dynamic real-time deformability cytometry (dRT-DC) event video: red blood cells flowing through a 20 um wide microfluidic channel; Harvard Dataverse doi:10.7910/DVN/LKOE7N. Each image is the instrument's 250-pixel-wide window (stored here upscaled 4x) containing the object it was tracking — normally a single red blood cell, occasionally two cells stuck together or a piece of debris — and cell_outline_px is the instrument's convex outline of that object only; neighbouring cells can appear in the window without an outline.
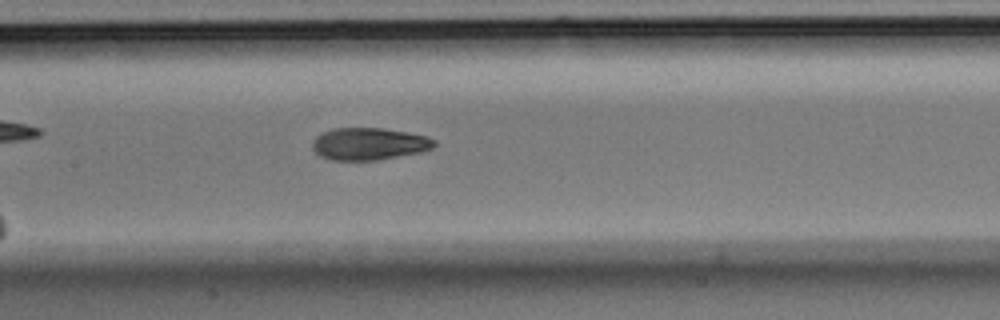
{"species": "Egyptian fruit bat (a non-hibernating species)", "species_latin": "Rousettus aegyptiacus", "temperature_condition": "room temperature", "stored_images_in_passage": 7, "camera_frame_rate_fps": 3000, "um_per_image_px": 0.085, "animal": {"sex": "male"}, "frame": {"image": 1, "passage_image": 7, "time_ms": 2.0, "image_size_px": [1000, 320], "cell_outline_px": [[436, 144], [432, 148], [420, 152], [376, 160], [332, 160], [320, 156], [312, 148], [312, 140], [320, 132], [332, 128], [384, 128], [408, 132], [428, 136], [436, 140]], "centroid_in_image_um": [31.35, 12.21], "position_along_channel_um": 176.1, "area_um2": 23.06}}